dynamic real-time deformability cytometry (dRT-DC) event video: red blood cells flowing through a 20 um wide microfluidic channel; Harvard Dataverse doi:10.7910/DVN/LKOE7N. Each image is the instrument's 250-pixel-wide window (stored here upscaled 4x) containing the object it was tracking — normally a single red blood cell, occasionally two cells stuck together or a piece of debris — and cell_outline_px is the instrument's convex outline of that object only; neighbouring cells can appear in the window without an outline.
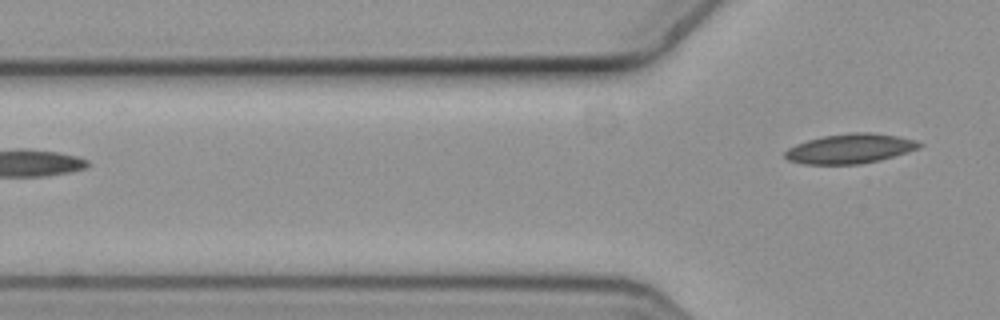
{"species": "common noctule bat (a hibernating species)", "species_latin": "Nyctalus noctula", "temperature_condition": "cold", "stored_images_in_passage": 3, "camera_frame_rate_fps": 3000, "um_per_image_px": 0.085, "animal": {"sex": "female", "body_mass_g": 19.3, "forearm_length_mm": 54.1}, "frame": {"image": 1, "passage_image": 3, "time_ms": 0.667, "image_size_px": [1000, 320], "cell_outline_px": [[924, 144], [920, 148], [908, 152], [880, 160], [860, 164], [804, 164], [788, 160], [784, 156], [784, 152], [788, 148], [796, 144], [808, 140], [824, 136], [852, 132], [872, 132], [896, 136], [916, 140]], "centroid_in_image_um": [72.27, 12.63], "position_along_channel_um": 53.5, "area_um2": 23.24}}